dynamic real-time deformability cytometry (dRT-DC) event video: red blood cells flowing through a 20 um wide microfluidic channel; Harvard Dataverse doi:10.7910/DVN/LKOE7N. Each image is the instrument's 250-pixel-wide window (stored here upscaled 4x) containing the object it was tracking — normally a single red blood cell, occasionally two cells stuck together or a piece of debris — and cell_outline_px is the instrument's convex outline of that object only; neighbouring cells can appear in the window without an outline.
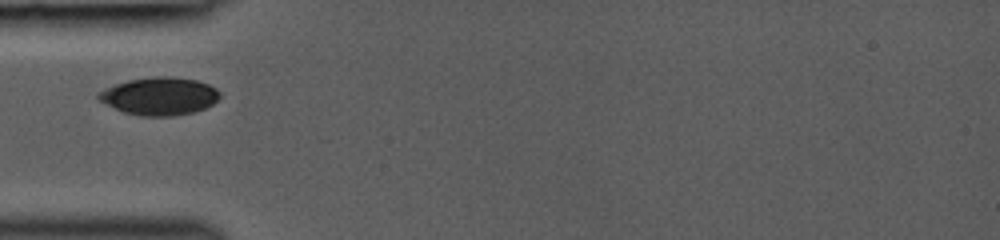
{"species": "common noctule bat (a hibernating species)", "species_latin": "Nyctalus noctula", "temperature_condition": "room temperature", "stored_images_in_passage": 16, "camera_frame_rate_fps": 3000, "um_per_image_px": 0.085, "animal": {"sex": "female", "body_mass_g": 19.0, "forearm_length_mm": 53.3}, "frame": {"image": 1, "passage_image": 1, "time_ms": 0.0, "image_size_px": [1000, 240], "cell_outline_px": [[220, 96], [212, 104], [204, 108], [192, 112], [172, 116], [140, 116], [124, 112], [100, 100], [96, 96], [100, 92], [116, 84], [128, 80], [156, 76], [164, 76], [196, 80], [208, 84], [216, 88], [220, 92]], "centroid_in_image_um": [13.58, 8.17], "position_along_channel_um": 71.4, "area_um2": 26.24}}